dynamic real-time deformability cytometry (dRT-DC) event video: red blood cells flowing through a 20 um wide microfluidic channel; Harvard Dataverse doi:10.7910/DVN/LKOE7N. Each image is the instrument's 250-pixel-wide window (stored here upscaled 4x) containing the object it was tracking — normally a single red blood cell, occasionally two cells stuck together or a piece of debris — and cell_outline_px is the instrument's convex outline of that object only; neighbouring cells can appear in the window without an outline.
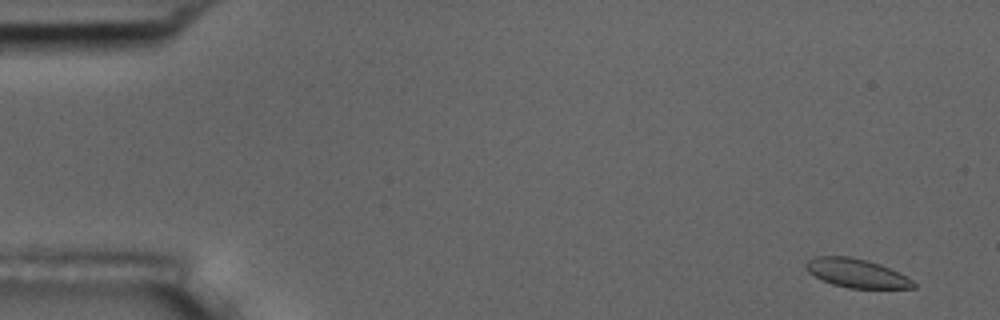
{"species": "common noctule bat (a hibernating species)", "species_latin": "Nyctalus noctula", "temperature_condition": "room temperature", "stored_images_in_passage": 5, "camera_frame_rate_fps": 3000, "um_per_image_px": 0.085, "animal": {"sex": "male", "body_mass_g": 17.5, "forearm_length_mm": 52.3}, "frame": {"image": 1, "passage_image": 1, "time_ms": 0.0, "image_size_px": [1000, 320], "cell_outline_px": [[916, 288], [848, 288], [832, 284], [808, 272], [804, 264], [812, 256], [848, 256], [880, 264], [912, 280], [916, 284]], "centroid_in_image_um": [72.77, 23.22], "position_along_channel_um": 12.2, "area_um2": 17.74}}